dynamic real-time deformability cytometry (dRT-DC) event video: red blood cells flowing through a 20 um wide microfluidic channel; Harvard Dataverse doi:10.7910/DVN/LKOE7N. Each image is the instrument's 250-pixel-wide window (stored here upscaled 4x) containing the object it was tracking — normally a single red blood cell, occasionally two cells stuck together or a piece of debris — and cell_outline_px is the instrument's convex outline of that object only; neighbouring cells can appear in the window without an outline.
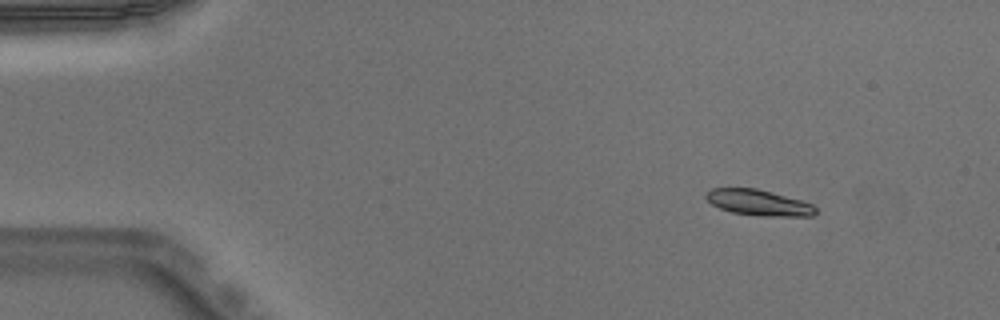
{"species": "Egyptian fruit bat (a non-hibernating species)", "species_latin": "Rousettus aegyptiacus", "temperature_condition": "warm", "stored_images_in_passage": 4, "camera_frame_rate_fps": 3000, "um_per_image_px": 0.085, "animal": {"sex": "male"}, "frame": {"image": 1, "passage_image": 2, "time_ms": 0.333, "image_size_px": [1000, 320], "cell_outline_px": [[816, 212], [812, 216], [760, 216], [732, 212], [720, 208], [712, 204], [704, 196], [712, 188], [756, 188], [772, 192], [800, 200], [812, 204], [816, 208]], "centroid_in_image_um": [64.48, 17.22], "position_along_channel_um": 20.5, "area_um2": 16.36}}